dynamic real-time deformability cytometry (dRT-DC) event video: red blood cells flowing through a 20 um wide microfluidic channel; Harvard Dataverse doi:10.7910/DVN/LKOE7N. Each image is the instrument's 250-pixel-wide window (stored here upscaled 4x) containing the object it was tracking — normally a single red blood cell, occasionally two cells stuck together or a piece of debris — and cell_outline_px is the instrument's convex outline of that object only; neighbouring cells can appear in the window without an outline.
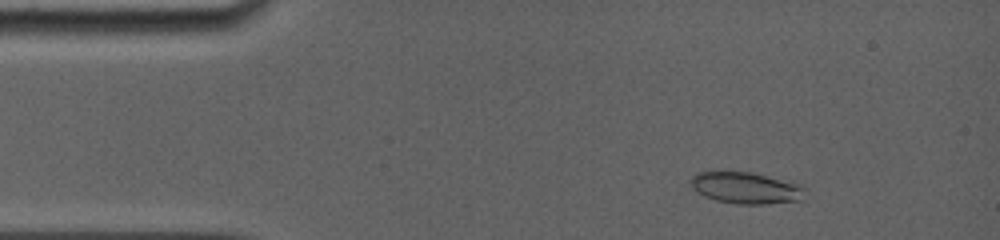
{"species": "common noctule bat (a hibernating species)", "species_latin": "Nyctalus noctula", "temperature_condition": "room temperature", "stored_images_in_passage": 35, "camera_frame_rate_fps": 5000, "um_per_image_px": 0.085, "animal": {"sex": "female", "body_mass_g": 19.0, "forearm_length_mm": 56.7}, "frame": {"image": 1, "passage_image": 1, "time_ms": 0.0, "image_size_px": [1000, 240], "cell_outline_px": [[804, 188], [800, 200], [764, 204], [736, 204], [716, 200], [704, 196], [696, 192], [692, 188], [688, 180], [692, 176], [700, 172], [748, 172], [800, 184]], "centroid_in_image_um": [63.32, 15.98], "position_along_channel_um": 21.7, "area_um2": 20.69}}
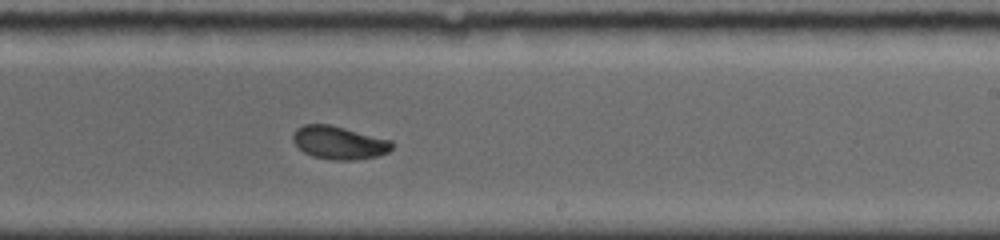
{"frame": {"image": 2, "passage_image": 23, "time_ms": 7.8, "image_size_px": [1000, 240], "cell_outline_px": [[392, 148], [388, 152], [376, 156], [352, 160], [332, 160], [312, 156], [304, 152], [292, 140], [292, 136], [296, 128], [304, 124], [328, 124], [392, 140]], "centroid_in_image_um": [28.8, 12.12], "position_along_channel_um": 260.2, "area_um2": 18.96}}
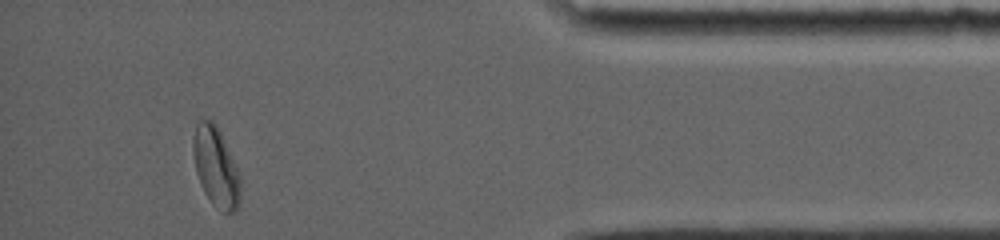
{"frame": {"image": 3, "passage_image": 35, "time_ms": 12.6, "image_size_px": [1000, 240], "cell_outline_px": [[240, 204], [232, 212], [220, 212], [212, 204], [204, 192], [200, 184], [196, 172], [192, 152], [192, 144], [196, 124], [200, 120], [212, 120], [216, 124], [220, 132], [240, 176]], "centroid_in_image_um": [18.33, 14.22], "position_along_channel_um": 416.9, "area_um2": 21.85}, "authors_computed_cell_mechanics": {"area_um2": 19.4208, "velocity_mm_per_s": 3.9007, "shape_relaxation_time_tau1_ms": 4.945, "shape_relaxation_time_tau2_ms": 1.3149, "deformation_change_tau1": 0.1431, "deformation_change_tau2": 0.039}}